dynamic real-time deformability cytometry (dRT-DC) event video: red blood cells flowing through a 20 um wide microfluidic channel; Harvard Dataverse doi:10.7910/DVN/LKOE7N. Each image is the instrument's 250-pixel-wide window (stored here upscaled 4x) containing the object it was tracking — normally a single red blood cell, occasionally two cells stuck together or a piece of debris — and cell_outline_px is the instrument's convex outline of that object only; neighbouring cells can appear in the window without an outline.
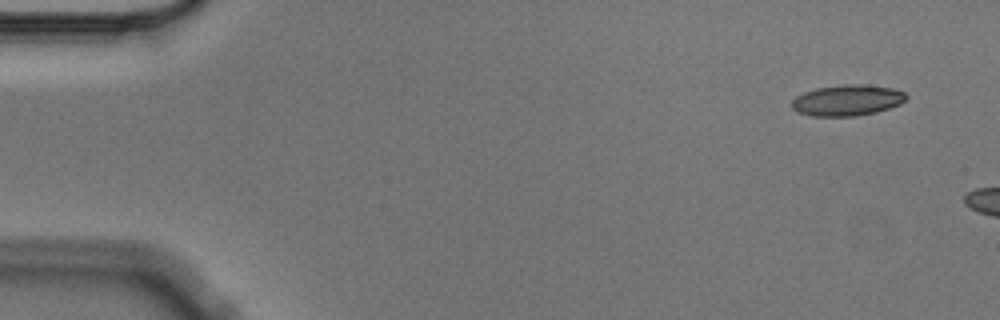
{"species": "Egyptian fruit bat (a non-hibernating species)", "species_latin": "Rousettus aegyptiacus", "temperature_condition": "cold", "stored_images_in_passage": 3, "camera_frame_rate_fps": 3000, "um_per_image_px": 0.085, "animal": {"sex": "male"}, "frame": {"image": 1, "passage_image": 1, "time_ms": 0.0, "image_size_px": [1000, 320], "cell_outline_px": [[908, 96], [900, 104], [876, 112], [856, 116], [812, 116], [796, 112], [792, 108], [792, 100], [796, 96], [804, 92], [816, 88], [844, 84], [864, 84], [892, 88], [904, 92]], "centroid_in_image_um": [71.99, 8.52], "position_along_channel_um": 13.0, "area_um2": 20.69}}